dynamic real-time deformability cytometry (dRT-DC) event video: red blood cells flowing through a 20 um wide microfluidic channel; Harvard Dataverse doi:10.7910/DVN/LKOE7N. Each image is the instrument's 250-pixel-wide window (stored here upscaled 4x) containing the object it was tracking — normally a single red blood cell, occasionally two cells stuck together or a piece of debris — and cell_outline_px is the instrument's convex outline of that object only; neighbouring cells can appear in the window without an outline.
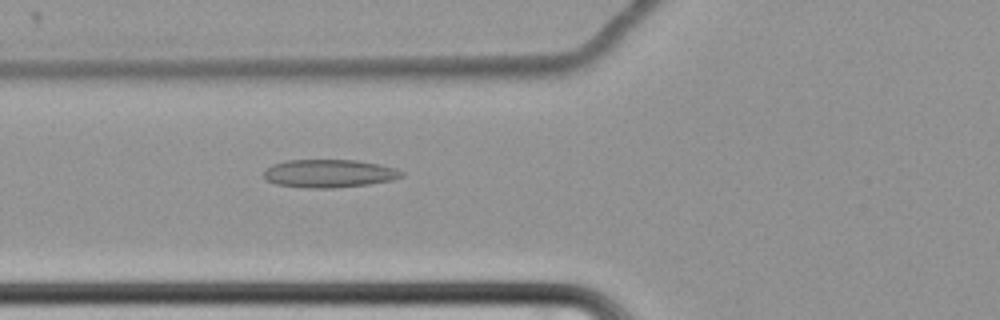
{"species": "common noctule bat (a hibernating species)", "species_latin": "Nyctalus noctula", "temperature_condition": "cold", "stored_images_in_passage": 49, "camera_frame_rate_fps": 3000, "um_per_image_px": 0.085, "animal": {"sex": "female", "body_mass_g": 22.7, "forearm_length_mm": 54.2}, "frame": {"image": 1, "passage_image": 12, "time_ms": 3.667, "image_size_px": [1000, 320], "cell_outline_px": [[404, 176], [392, 180], [368, 184], [332, 188], [308, 188], [276, 184], [268, 180], [264, 176], [264, 172], [272, 164], [284, 160], [356, 160], [380, 164], [396, 168], [404, 172]], "centroid_in_image_um": [28.01, 14.74], "position_along_channel_um": 97.8, "area_um2": 22.54}}
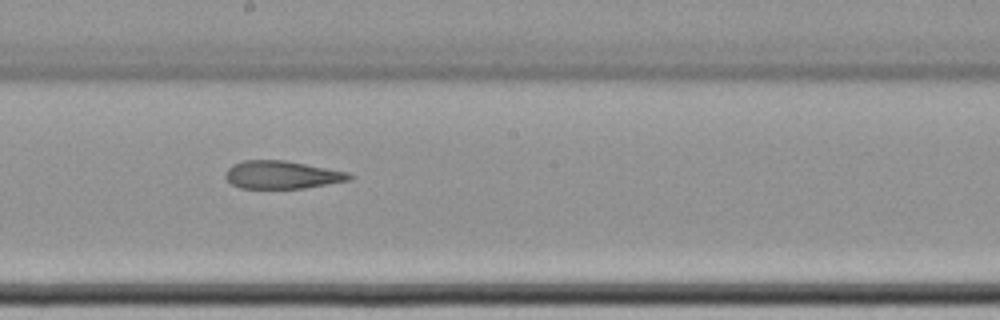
{"frame": {"image": 2, "passage_image": 23, "time_ms": 7.333, "image_size_px": [1000, 320], "cell_outline_px": [[352, 180], [304, 188], [240, 188], [232, 184], [224, 176], [224, 172], [232, 164], [244, 160], [284, 160], [348, 172], [352, 176]], "centroid_in_image_um": [23.94, 14.86], "position_along_channel_um": 224.3, "area_um2": 20.11}}
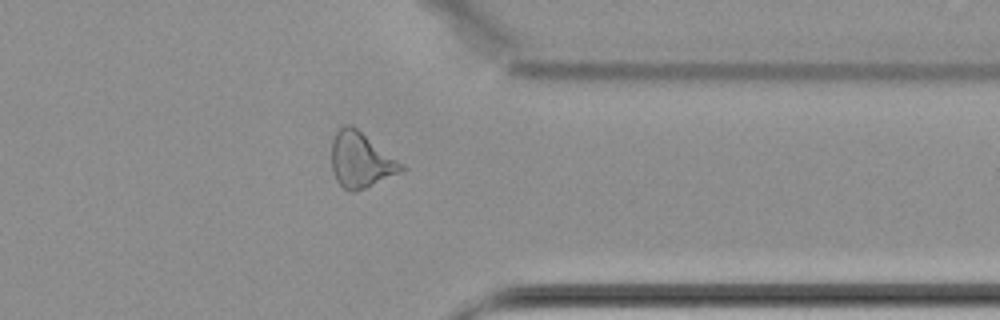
{"frame": {"image": 3, "passage_image": 37, "time_ms": 12.0, "image_size_px": [1000, 320], "cell_outline_px": [[408, 168], [400, 172], [364, 188], [352, 192], [348, 192], [336, 180], [332, 172], [332, 140], [336, 132], [344, 124], [352, 124], [404, 164]], "centroid_in_image_um": [30.66, 13.58], "position_along_channel_um": 380.7, "area_um2": 22.48}}